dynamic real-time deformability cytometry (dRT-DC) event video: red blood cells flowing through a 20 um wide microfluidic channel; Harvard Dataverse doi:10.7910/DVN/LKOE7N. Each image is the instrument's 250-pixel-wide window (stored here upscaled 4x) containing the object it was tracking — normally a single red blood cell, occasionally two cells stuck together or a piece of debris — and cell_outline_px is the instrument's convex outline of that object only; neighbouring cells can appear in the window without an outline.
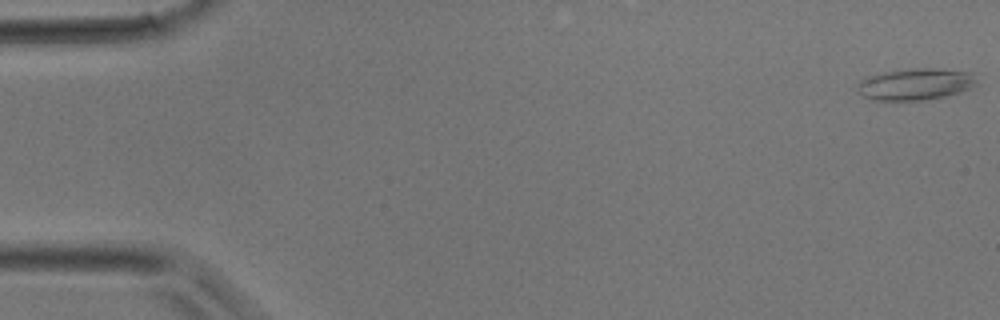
{"species": "common noctule bat (a hibernating species)", "species_latin": "Nyctalus noctula", "temperature_condition": "room temperature", "stored_images_in_passage": 7, "camera_frame_rate_fps": 3000, "um_per_image_px": 0.085, "animal": {"sex": "male", "body_mass_g": 17.9}, "frame": {"image": 1, "passage_image": 1, "time_ms": 0.0, "image_size_px": [1000, 320], "cell_outline_px": [[980, 84], [960, 92], [944, 96], [924, 100], [872, 100], [864, 96], [856, 88], [856, 84], [864, 76], [884, 72], [912, 68], [932, 68], [972, 72]], "centroid_in_image_um": [77.81, 7.14], "position_along_channel_um": 7.2, "area_um2": 22.25}}